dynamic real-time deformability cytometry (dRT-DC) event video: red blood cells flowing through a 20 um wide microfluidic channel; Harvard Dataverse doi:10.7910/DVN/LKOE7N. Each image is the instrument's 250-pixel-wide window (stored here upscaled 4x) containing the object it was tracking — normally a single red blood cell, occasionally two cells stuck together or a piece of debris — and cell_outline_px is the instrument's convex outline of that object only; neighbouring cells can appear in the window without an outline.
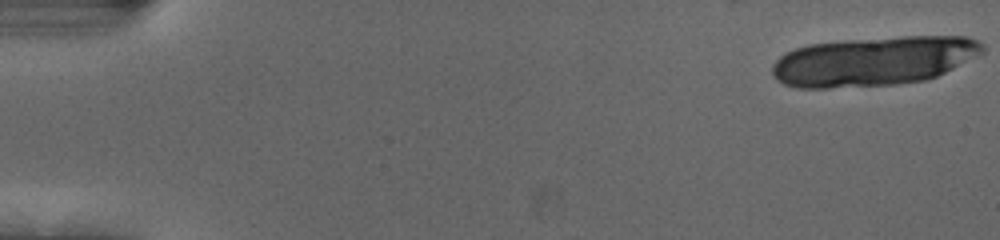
{"species": "human", "species_latin": "Homo sapiens", "temperature_condition": "cold", "stored_images_in_passage": 21, "segment_of_instrument_passage": [1, 2], "camera_frame_rate_fps": 3000, "um_per_image_px": 0.085, "donor": {"sex": "female"}, "frame": {"image": 1, "passage_image": 1, "time_ms": 0.0, "image_size_px": [1000, 240], "cell_outline_px": [[984, 52], [936, 76], [924, 80], [896, 84], [828, 88], [796, 88], [784, 84], [776, 80], [772, 72], [772, 64], [784, 52], [808, 44], [848, 40], [904, 36], [964, 36], [976, 40], [984, 44]], "centroid_in_image_um": [74.21, 5.19], "position_along_channel_um": 10.8, "area_um2": 60.34}}